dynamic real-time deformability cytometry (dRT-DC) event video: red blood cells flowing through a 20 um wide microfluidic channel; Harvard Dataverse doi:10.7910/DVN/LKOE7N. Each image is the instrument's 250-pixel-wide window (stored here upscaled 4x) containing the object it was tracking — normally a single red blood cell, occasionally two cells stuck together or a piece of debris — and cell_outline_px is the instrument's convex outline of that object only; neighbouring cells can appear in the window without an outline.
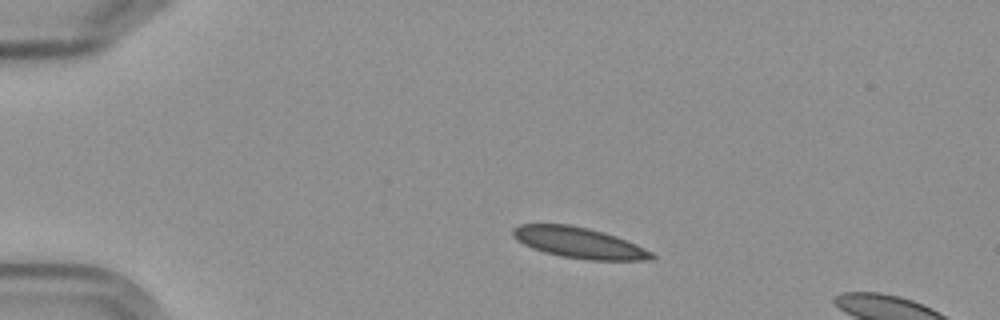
{"species": "Egyptian fruit bat (a non-hibernating species)", "species_latin": "Rousettus aegyptiacus", "temperature_condition": "cold", "stored_images_in_passage": 3, "camera_frame_rate_fps": 3000, "um_per_image_px": 0.085, "frame": {"image": 1, "passage_image": 1, "time_ms": 0.0, "image_size_px": [1000, 320], "cell_outline_px": [[656, 256], [652, 260], [588, 260], [560, 256], [544, 252], [532, 248], [516, 240], [512, 236], [512, 228], [520, 224], [568, 224], [588, 228], [604, 232], [616, 236], [636, 244], [652, 252]], "centroid_in_image_um": [49.2, 20.63], "position_along_channel_um": 35.8, "area_um2": 25.03}}